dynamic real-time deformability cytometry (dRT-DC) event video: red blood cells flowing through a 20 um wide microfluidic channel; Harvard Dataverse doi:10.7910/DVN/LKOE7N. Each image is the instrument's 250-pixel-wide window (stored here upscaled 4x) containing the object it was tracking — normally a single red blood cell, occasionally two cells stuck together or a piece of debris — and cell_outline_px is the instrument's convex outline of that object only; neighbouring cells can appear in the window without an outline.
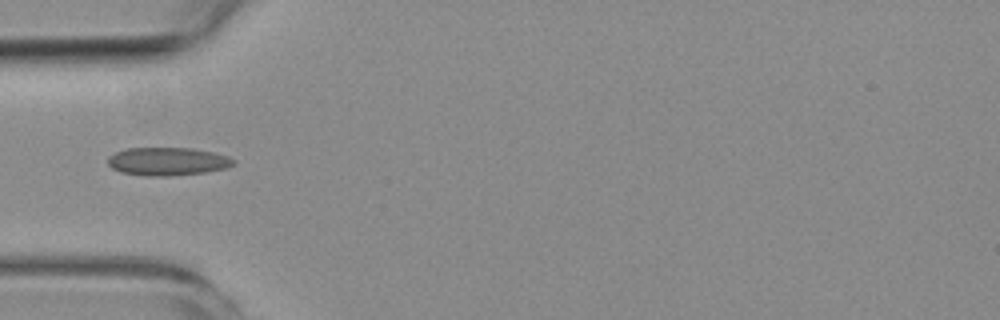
{"species": "common noctule bat (a hibernating species)", "species_latin": "Nyctalus noctula", "temperature_condition": "room temperature", "stored_images_in_passage": 4, "camera_frame_rate_fps": 3000, "um_per_image_px": 0.085, "animal": {"sex": "female", "body_mass_g": 19.3, "forearm_length_mm": 54.1}, "frame": {"image": 1, "passage_image": 4, "time_ms": 3.333, "image_size_px": [1000, 320], "cell_outline_px": [[236, 164], [224, 168], [204, 172], [168, 176], [144, 176], [120, 172], [112, 168], [108, 164], [108, 156], [116, 152], [128, 148], [192, 148], [212, 152], [228, 156], [236, 160]], "centroid_in_image_um": [14.23, 13.72], "position_along_channel_um": 70.8, "area_um2": 20.58}}